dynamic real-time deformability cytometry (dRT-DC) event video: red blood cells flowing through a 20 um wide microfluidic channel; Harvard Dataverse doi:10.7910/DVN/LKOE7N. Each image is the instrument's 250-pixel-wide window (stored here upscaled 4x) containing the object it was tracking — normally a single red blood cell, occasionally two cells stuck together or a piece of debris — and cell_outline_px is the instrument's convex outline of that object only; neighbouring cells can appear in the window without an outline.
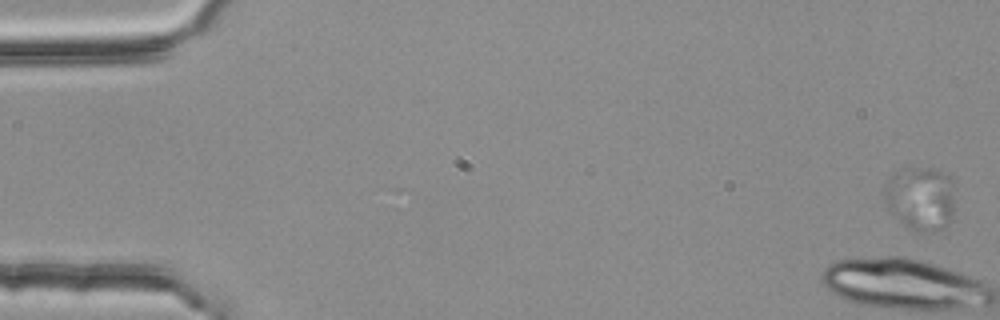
{"species": "common noctule bat (a hibernating species)", "species_latin": "Nyctalus noctula", "temperature_condition": "room temperature", "stored_images_in_passage": 4, "camera_frame_rate_fps": 3000, "um_per_image_px": 0.085, "animal": {"sex": "female", "body_mass_g": 25.1}, "frame": {"image": 1, "passage_image": 1, "time_ms": 0.0, "image_size_px": [1000, 320], "cell_outline_px": [[952, 212], [948, 220], [940, 228], [924, 232], [920, 232], [904, 224], [888, 208], [884, 200], [884, 184], [900, 168], [932, 168], [948, 176], [952, 188]], "centroid_in_image_um": [78.18, 16.82], "position_along_channel_um": 6.8, "area_um2": 25.37}}